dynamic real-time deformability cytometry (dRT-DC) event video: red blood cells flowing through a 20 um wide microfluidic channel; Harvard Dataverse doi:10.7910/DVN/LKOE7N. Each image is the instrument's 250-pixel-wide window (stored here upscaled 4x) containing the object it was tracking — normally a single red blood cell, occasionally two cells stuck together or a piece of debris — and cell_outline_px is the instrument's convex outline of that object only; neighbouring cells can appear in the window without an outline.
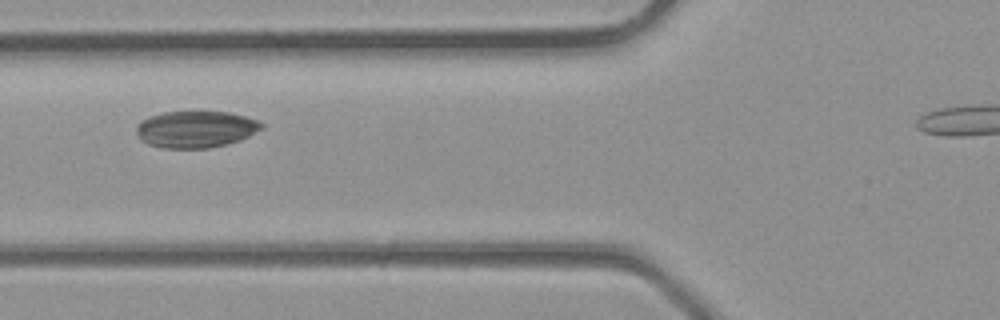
{"species": "common noctule bat (a hibernating species)", "species_latin": "Nyctalus noctula", "temperature_condition": "room temperature", "stored_images_in_passage": 4, "camera_frame_rate_fps": 3000, "um_per_image_px": 0.085, "animal": {"sex": "male", "body_mass_g": 23.1, "forearm_length_mm": 52.7}, "frame": {"image": 1, "passage_image": 4, "time_ms": 1.0, "image_size_px": [1000, 320], "cell_outline_px": [[264, 128], [240, 140], [228, 144], [208, 148], [164, 148], [148, 144], [140, 140], [136, 136], [136, 124], [140, 120], [148, 116], [164, 112], [228, 112], [244, 116], [256, 120], [264, 124]], "centroid_in_image_um": [16.6, 10.99], "position_along_channel_um": 109.2, "area_um2": 26.99}}